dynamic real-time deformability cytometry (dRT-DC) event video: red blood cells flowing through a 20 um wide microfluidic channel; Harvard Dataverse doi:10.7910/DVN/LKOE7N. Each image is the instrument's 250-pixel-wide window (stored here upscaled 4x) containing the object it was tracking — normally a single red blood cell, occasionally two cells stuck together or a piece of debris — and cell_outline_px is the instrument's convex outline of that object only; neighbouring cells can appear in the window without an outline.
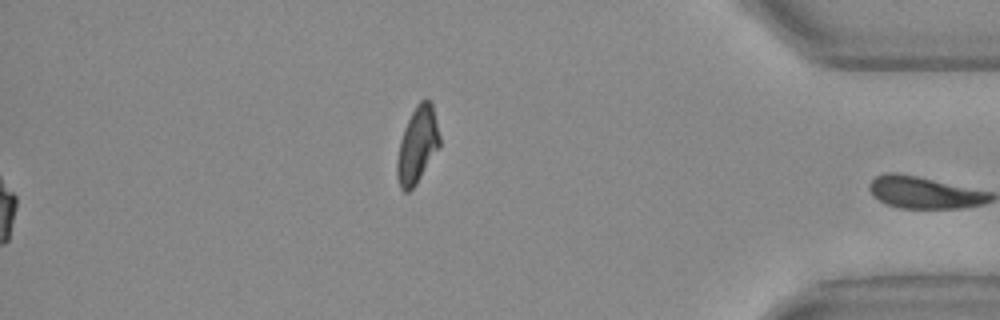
{"species": "Egyptian fruit bat (a non-hibernating species)", "species_latin": "Rousettus aegyptiacus", "temperature_condition": "warm", "stored_images_in_passage": 55, "segment_of_instrument_passage": [2, 2], "camera_frame_rate_fps": 3000, "um_per_image_px": 0.085, "animal": {"sex": "female"}, "frame": {"image": 1, "passage_image": 55, "time_ms": 18.0, "image_size_px": [1000, 320], "cell_outline_px": [[440, 148], [416, 184], [408, 192], [404, 192], [400, 188], [396, 176], [396, 164], [400, 140], [404, 128], [416, 104], [420, 100], [432, 100], [440, 136]], "centroid_in_image_um": [35.48, 12.33], "position_along_channel_um": 399.7, "area_um2": 19.19}}